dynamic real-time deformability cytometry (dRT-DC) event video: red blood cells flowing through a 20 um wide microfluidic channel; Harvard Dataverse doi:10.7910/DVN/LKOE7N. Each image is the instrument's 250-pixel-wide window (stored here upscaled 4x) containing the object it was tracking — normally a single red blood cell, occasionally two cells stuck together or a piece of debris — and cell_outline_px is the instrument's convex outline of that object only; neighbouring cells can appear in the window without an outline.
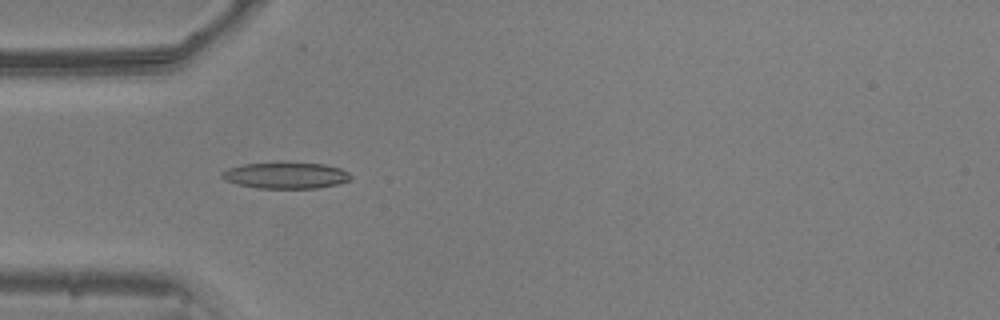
{"species": "common noctule bat (a hibernating species)", "species_latin": "Nyctalus noctula", "temperature_condition": "warm", "stored_images_in_passage": 52, "camera_frame_rate_fps": 3000, "um_per_image_px": 0.085, "animal": {"sex": "male", "body_mass_g": 20.5, "forearm_length_mm": 52.5}, "frame": {"image": 1, "passage_image": 16, "time_ms": 5.0, "image_size_px": [1000, 320], "cell_outline_px": [[352, 176], [348, 180], [336, 184], [316, 188], [260, 188], [236, 184], [224, 180], [220, 176], [220, 172], [228, 168], [244, 164], [324, 164], [340, 168], [348, 172]], "centroid_in_image_um": [24.25, 14.93], "position_along_channel_um": 60.8, "area_um2": 19.19}}
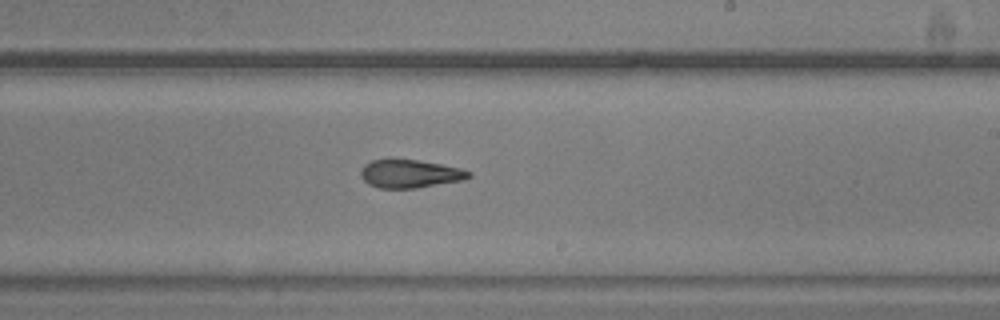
{"frame": {"image": 2, "passage_image": 31, "time_ms": 10.0, "image_size_px": [1000, 320], "cell_outline_px": [[472, 176], [464, 180], [416, 188], [376, 188], [368, 184], [360, 176], [360, 172], [364, 164], [372, 160], [416, 160], [440, 164], [460, 168], [472, 172]], "centroid_in_image_um": [34.85, 14.78], "position_along_channel_um": 254.2, "area_um2": 17.69}}
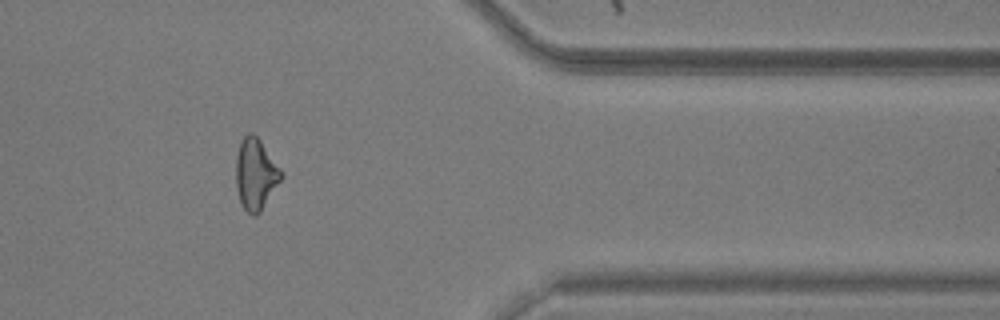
{"frame": {"image": 3, "passage_image": 43, "time_ms": 14.0, "image_size_px": [1000, 320], "cell_outline_px": [[284, 176], [260, 212], [256, 216], [252, 216], [240, 204], [236, 188], [236, 156], [240, 144], [244, 136], [248, 132], [252, 132], [260, 140], [284, 172]], "centroid_in_image_um": [21.74, 14.81], "position_along_channel_um": 389.7, "area_um2": 18.96}, "authors_computed_cell_mechanics": {"area_um2": 18.5827, "velocity_mm_per_s": 3.8953, "shape_relaxation_time_tau1_ms": null, "shape_relaxation_time_tau2_ms": 3.2903, "deformation_change_tau1": null, "deformation_change_tau2": 0.133}}